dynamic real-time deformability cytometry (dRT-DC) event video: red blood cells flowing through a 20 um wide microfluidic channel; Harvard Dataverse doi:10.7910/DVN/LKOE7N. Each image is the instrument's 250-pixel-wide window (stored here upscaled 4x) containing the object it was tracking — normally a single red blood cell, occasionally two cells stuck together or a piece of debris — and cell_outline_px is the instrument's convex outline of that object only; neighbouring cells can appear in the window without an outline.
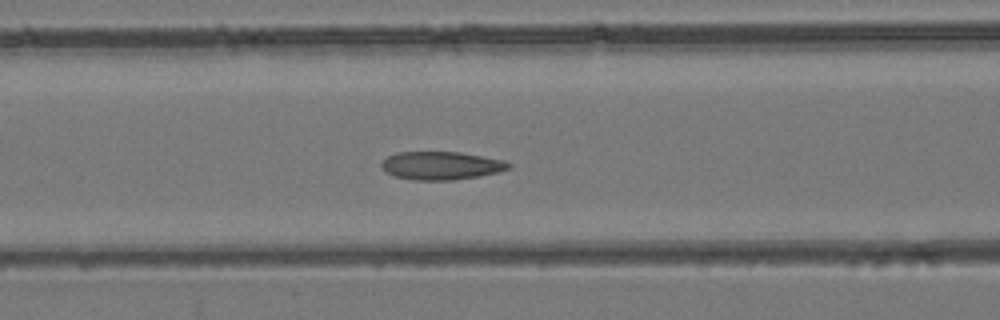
{"species": "common noctule bat (a hibernating species)", "species_latin": "Nyctalus noctula", "temperature_condition": "room temperature", "stored_images_in_passage": 35, "camera_frame_rate_fps": 3000, "um_per_image_px": 0.085, "animal": {"sex": "female", "body_mass_g": 24.6, "forearm_length_mm": 56.2}, "frame": {"image": 1, "passage_image": 12, "time_ms": 3.667, "image_size_px": [1000, 320], "cell_outline_px": [[512, 168], [500, 172], [480, 176], [452, 180], [416, 180], [396, 176], [388, 172], [380, 164], [388, 156], [396, 152], [460, 152], [504, 160], [512, 164]], "centroid_in_image_um": [37.57, 14.07], "position_along_channel_um": 129.0, "area_um2": 20.81}}
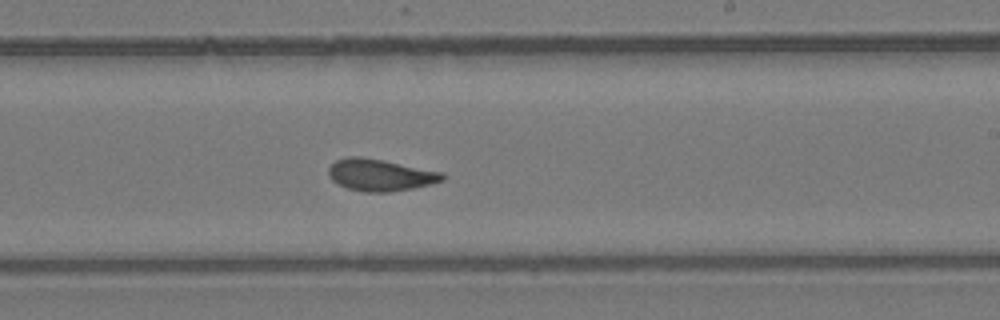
{"frame": {"image": 2, "passage_image": 21, "time_ms": 6.667, "image_size_px": [1000, 320], "cell_outline_px": [[444, 180], [412, 188], [388, 192], [364, 192], [348, 188], [332, 180], [328, 176], [328, 168], [336, 160], [348, 156], [360, 156], [444, 172]], "centroid_in_image_um": [32.29, 14.87], "position_along_channel_um": 256.7, "area_um2": 20.92}}
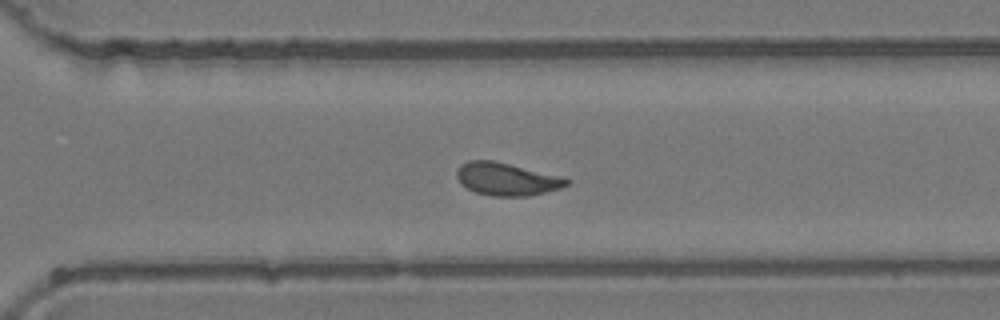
{"frame": {"image": 3, "passage_image": 26, "time_ms": 8.333, "image_size_px": [1000, 320], "cell_outline_px": [[572, 180], [568, 184], [560, 188], [528, 196], [492, 196], [476, 192], [460, 184], [456, 176], [456, 172], [460, 164], [468, 160], [492, 160]], "centroid_in_image_um": [42.99, 15.23], "position_along_channel_um": 327.6, "area_um2": 20.52}}